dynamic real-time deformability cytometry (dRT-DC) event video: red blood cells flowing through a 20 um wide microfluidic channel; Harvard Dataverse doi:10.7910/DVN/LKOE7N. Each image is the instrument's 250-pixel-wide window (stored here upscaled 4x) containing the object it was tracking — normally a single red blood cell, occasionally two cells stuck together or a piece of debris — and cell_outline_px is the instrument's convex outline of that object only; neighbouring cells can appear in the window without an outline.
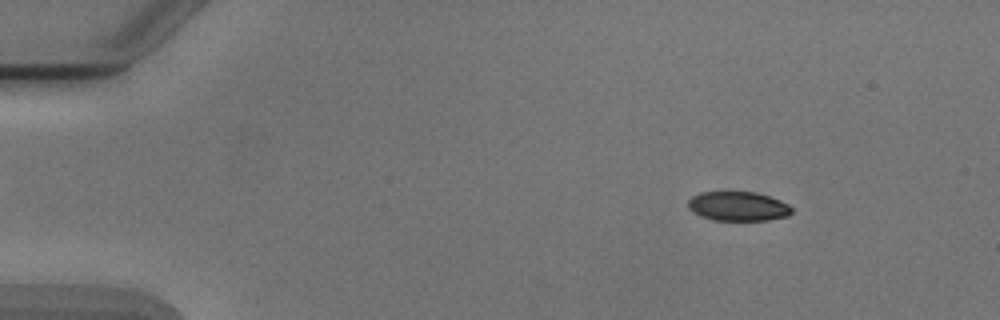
{"species": "Egyptian fruit bat (a non-hibernating species)", "species_latin": "Rousettus aegyptiacus", "temperature_condition": "cold", "stored_images_in_passage": 5, "camera_frame_rate_fps": 3000, "um_per_image_px": 0.085, "animal": {"sex": "male"}, "frame": {"image": 1, "passage_image": 2, "time_ms": 1.333, "image_size_px": [1000, 320], "cell_outline_px": [[792, 212], [788, 216], [768, 220], [712, 220], [700, 216], [688, 208], [688, 200], [692, 196], [700, 192], [756, 192], [780, 200], [788, 204], [792, 208]], "centroid_in_image_um": [62.73, 17.53], "position_along_channel_um": 22.3, "area_um2": 17.74}}
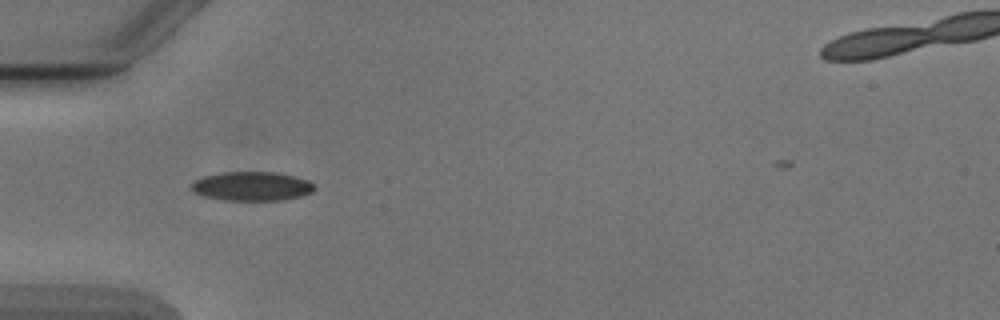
{"frame": {"image": 2, "passage_image": 5, "time_ms": 4.667, "image_size_px": [1000, 320], "cell_outline_px": [[316, 188], [312, 192], [300, 196], [280, 200], [224, 200], [204, 196], [192, 192], [192, 184], [196, 180], [204, 176], [224, 172], [276, 172], [308, 180]], "centroid_in_image_um": [21.4, 15.83], "position_along_channel_um": 63.6, "area_um2": 20.63}}